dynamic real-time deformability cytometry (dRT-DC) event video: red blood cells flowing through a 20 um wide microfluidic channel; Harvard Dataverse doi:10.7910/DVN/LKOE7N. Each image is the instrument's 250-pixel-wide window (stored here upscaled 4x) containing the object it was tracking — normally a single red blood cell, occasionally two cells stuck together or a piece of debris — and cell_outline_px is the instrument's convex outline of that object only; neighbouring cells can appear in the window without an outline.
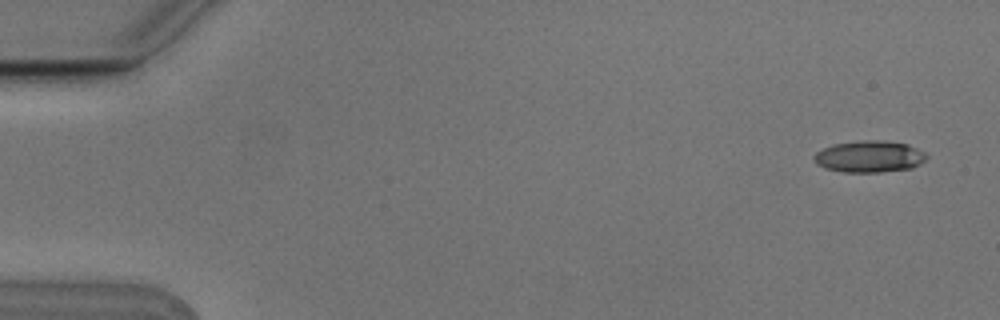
{"species": "Egyptian fruit bat (a non-hibernating species)", "species_latin": "Rousettus aegyptiacus", "temperature_condition": "cold", "stored_images_in_passage": 6, "camera_frame_rate_fps": 3000, "um_per_image_px": 0.085, "animal": {"sex": "male"}, "frame": {"image": 1, "passage_image": 1, "time_ms": 0.0, "image_size_px": [1000, 320], "cell_outline_px": [[928, 156], [920, 164], [912, 168], [880, 172], [844, 172], [824, 168], [816, 164], [812, 156], [816, 152], [832, 144], [864, 140], [880, 140], [908, 144], [924, 152]], "centroid_in_image_um": [73.87, 13.31], "position_along_channel_um": 11.1, "area_um2": 20.81}}
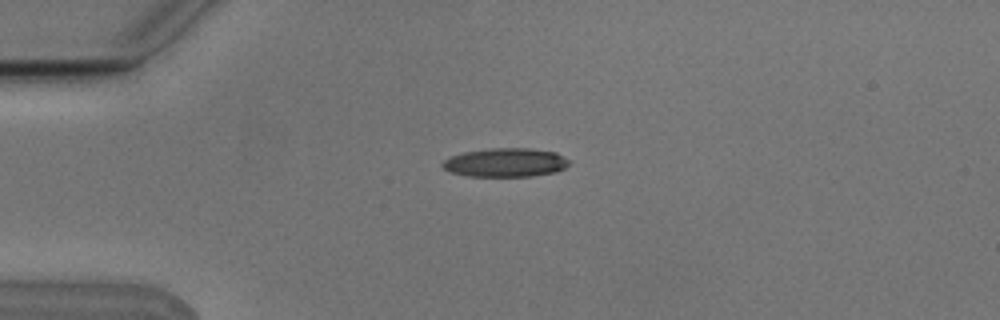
{"frame": {"image": 2, "passage_image": 4, "time_ms": 1.0, "image_size_px": [1000, 320], "cell_outline_px": [[568, 164], [564, 168], [556, 172], [532, 176], [468, 176], [452, 172], [444, 168], [440, 164], [448, 156], [464, 152], [488, 148], [532, 148], [556, 152], [568, 160]], "centroid_in_image_um": [42.95, 13.8], "position_along_channel_um": 42.1, "area_um2": 21.27}}